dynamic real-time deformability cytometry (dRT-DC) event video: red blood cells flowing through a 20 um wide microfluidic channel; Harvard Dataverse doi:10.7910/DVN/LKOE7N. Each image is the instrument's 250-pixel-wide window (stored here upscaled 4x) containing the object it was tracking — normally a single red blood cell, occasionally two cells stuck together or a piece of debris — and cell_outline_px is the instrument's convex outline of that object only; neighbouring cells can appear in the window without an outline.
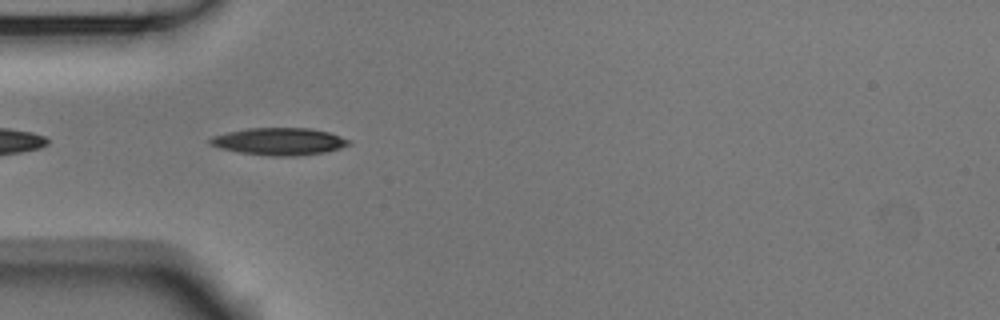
{"species": "Egyptian fruit bat (a non-hibernating species)", "species_latin": "Rousettus aegyptiacus", "temperature_condition": "room temperature", "stored_images_in_passage": 4, "camera_frame_rate_fps": 3000, "um_per_image_px": 0.085, "animal": {"sex": "male"}, "frame": {"image": 1, "passage_image": 3, "time_ms": 0.667, "image_size_px": [1000, 320], "cell_outline_px": [[352, 144], [340, 148], [324, 152], [296, 156], [272, 156], [240, 152], [220, 148], [208, 144], [208, 140], [212, 136], [228, 132], [248, 128], [312, 128], [328, 132], [352, 140]], "centroid_in_image_um": [23.75, 12.02], "position_along_channel_um": 61.3, "area_um2": 22.08}}
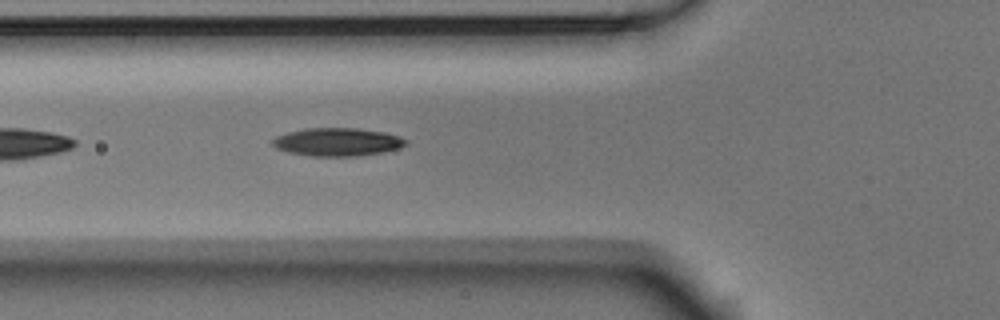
{"frame": {"image": 2, "passage_image": 4, "time_ms": 1.0, "image_size_px": [1000, 320], "cell_outline_px": [[408, 144], [396, 148], [380, 152], [360, 156], [312, 156], [288, 152], [276, 148], [272, 144], [272, 140], [276, 136], [288, 132], [304, 128], [356, 128], [384, 132], [400, 136], [408, 140]], "centroid_in_image_um": [28.67, 12.06], "position_along_channel_um": 97.1, "area_um2": 21.79}}